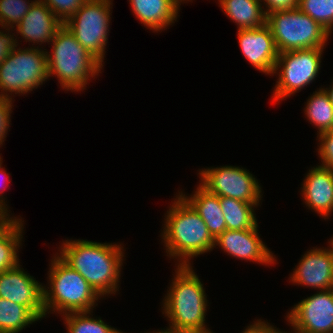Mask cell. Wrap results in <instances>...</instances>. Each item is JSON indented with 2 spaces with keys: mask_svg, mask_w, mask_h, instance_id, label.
<instances>
[{
  "mask_svg": "<svg viewBox=\"0 0 333 333\" xmlns=\"http://www.w3.org/2000/svg\"><path fill=\"white\" fill-rule=\"evenodd\" d=\"M123 244L102 243L84 239H67L59 245L56 254L76 270L101 296L116 294L123 261Z\"/></svg>",
  "mask_w": 333,
  "mask_h": 333,
  "instance_id": "6da1fadb",
  "label": "cell"
},
{
  "mask_svg": "<svg viewBox=\"0 0 333 333\" xmlns=\"http://www.w3.org/2000/svg\"><path fill=\"white\" fill-rule=\"evenodd\" d=\"M175 275L162 301V315L169 326L168 333H207L208 300L204 284L193 266L176 265Z\"/></svg>",
  "mask_w": 333,
  "mask_h": 333,
  "instance_id": "7a4b0ae2",
  "label": "cell"
},
{
  "mask_svg": "<svg viewBox=\"0 0 333 333\" xmlns=\"http://www.w3.org/2000/svg\"><path fill=\"white\" fill-rule=\"evenodd\" d=\"M175 195L163 220L161 242L166 256L177 261L175 266H190L194 257L214 249L215 239L196 210L179 193Z\"/></svg>",
  "mask_w": 333,
  "mask_h": 333,
  "instance_id": "3957f363",
  "label": "cell"
},
{
  "mask_svg": "<svg viewBox=\"0 0 333 333\" xmlns=\"http://www.w3.org/2000/svg\"><path fill=\"white\" fill-rule=\"evenodd\" d=\"M52 52L46 50L48 75L56 77L65 91L86 90L89 81L99 76L102 65L63 25L52 38ZM55 75V76H54Z\"/></svg>",
  "mask_w": 333,
  "mask_h": 333,
  "instance_id": "277c9868",
  "label": "cell"
},
{
  "mask_svg": "<svg viewBox=\"0 0 333 333\" xmlns=\"http://www.w3.org/2000/svg\"><path fill=\"white\" fill-rule=\"evenodd\" d=\"M50 261L48 285L43 287L45 317L49 313L64 315L96 309L102 297L88 282L56 253Z\"/></svg>",
  "mask_w": 333,
  "mask_h": 333,
  "instance_id": "5b68a950",
  "label": "cell"
},
{
  "mask_svg": "<svg viewBox=\"0 0 333 333\" xmlns=\"http://www.w3.org/2000/svg\"><path fill=\"white\" fill-rule=\"evenodd\" d=\"M45 50L39 45L11 50L0 62V97L15 100L14 94L26 95L49 80Z\"/></svg>",
  "mask_w": 333,
  "mask_h": 333,
  "instance_id": "8992f818",
  "label": "cell"
},
{
  "mask_svg": "<svg viewBox=\"0 0 333 333\" xmlns=\"http://www.w3.org/2000/svg\"><path fill=\"white\" fill-rule=\"evenodd\" d=\"M266 24L271 29L278 53L325 48L331 36L299 8L269 13Z\"/></svg>",
  "mask_w": 333,
  "mask_h": 333,
  "instance_id": "52a82bcc",
  "label": "cell"
},
{
  "mask_svg": "<svg viewBox=\"0 0 333 333\" xmlns=\"http://www.w3.org/2000/svg\"><path fill=\"white\" fill-rule=\"evenodd\" d=\"M325 48H311L279 53L272 73L278 75L272 103L285 100L301 92L318 76ZM275 102V103H274Z\"/></svg>",
  "mask_w": 333,
  "mask_h": 333,
  "instance_id": "ba28073f",
  "label": "cell"
},
{
  "mask_svg": "<svg viewBox=\"0 0 333 333\" xmlns=\"http://www.w3.org/2000/svg\"><path fill=\"white\" fill-rule=\"evenodd\" d=\"M113 0H86L64 25L102 66L108 44Z\"/></svg>",
  "mask_w": 333,
  "mask_h": 333,
  "instance_id": "9c48e42d",
  "label": "cell"
},
{
  "mask_svg": "<svg viewBox=\"0 0 333 333\" xmlns=\"http://www.w3.org/2000/svg\"><path fill=\"white\" fill-rule=\"evenodd\" d=\"M199 184L209 193L260 205L262 188L249 170L238 166L199 169Z\"/></svg>",
  "mask_w": 333,
  "mask_h": 333,
  "instance_id": "30bf717a",
  "label": "cell"
},
{
  "mask_svg": "<svg viewBox=\"0 0 333 333\" xmlns=\"http://www.w3.org/2000/svg\"><path fill=\"white\" fill-rule=\"evenodd\" d=\"M292 333H333V289L302 299L286 315Z\"/></svg>",
  "mask_w": 333,
  "mask_h": 333,
  "instance_id": "8fae6325",
  "label": "cell"
},
{
  "mask_svg": "<svg viewBox=\"0 0 333 333\" xmlns=\"http://www.w3.org/2000/svg\"><path fill=\"white\" fill-rule=\"evenodd\" d=\"M44 285L31 276L20 263L0 273V297L30 309L40 321L45 317Z\"/></svg>",
  "mask_w": 333,
  "mask_h": 333,
  "instance_id": "7c38bea8",
  "label": "cell"
},
{
  "mask_svg": "<svg viewBox=\"0 0 333 333\" xmlns=\"http://www.w3.org/2000/svg\"><path fill=\"white\" fill-rule=\"evenodd\" d=\"M327 245L305 251L295 265L289 283L319 291L333 289V247L330 243Z\"/></svg>",
  "mask_w": 333,
  "mask_h": 333,
  "instance_id": "4fadbf2b",
  "label": "cell"
},
{
  "mask_svg": "<svg viewBox=\"0 0 333 333\" xmlns=\"http://www.w3.org/2000/svg\"><path fill=\"white\" fill-rule=\"evenodd\" d=\"M258 225L253 229H226L215 239L214 248L219 246L228 255L240 259L270 266L277 260L272 251L262 241L258 233Z\"/></svg>",
  "mask_w": 333,
  "mask_h": 333,
  "instance_id": "5bb4252c",
  "label": "cell"
},
{
  "mask_svg": "<svg viewBox=\"0 0 333 333\" xmlns=\"http://www.w3.org/2000/svg\"><path fill=\"white\" fill-rule=\"evenodd\" d=\"M237 38L244 58L259 72L272 76L279 53L270 27L237 30Z\"/></svg>",
  "mask_w": 333,
  "mask_h": 333,
  "instance_id": "9a60e30c",
  "label": "cell"
},
{
  "mask_svg": "<svg viewBox=\"0 0 333 333\" xmlns=\"http://www.w3.org/2000/svg\"><path fill=\"white\" fill-rule=\"evenodd\" d=\"M63 25L62 21L42 0H34L29 12L14 29L15 33H17L15 34L17 35L15 36L17 46L20 45L17 40L20 38L18 37L19 35L26 43L29 42V46L30 43H33L32 47L35 48L37 44L40 46L44 45V43L50 44L52 38Z\"/></svg>",
  "mask_w": 333,
  "mask_h": 333,
  "instance_id": "2e32d148",
  "label": "cell"
},
{
  "mask_svg": "<svg viewBox=\"0 0 333 333\" xmlns=\"http://www.w3.org/2000/svg\"><path fill=\"white\" fill-rule=\"evenodd\" d=\"M305 206L324 220L333 212V170L322 165L312 167L301 184Z\"/></svg>",
  "mask_w": 333,
  "mask_h": 333,
  "instance_id": "e0dca14e",
  "label": "cell"
},
{
  "mask_svg": "<svg viewBox=\"0 0 333 333\" xmlns=\"http://www.w3.org/2000/svg\"><path fill=\"white\" fill-rule=\"evenodd\" d=\"M135 17L152 32L167 30L177 21L181 2L179 0H129Z\"/></svg>",
  "mask_w": 333,
  "mask_h": 333,
  "instance_id": "ac0fdd59",
  "label": "cell"
},
{
  "mask_svg": "<svg viewBox=\"0 0 333 333\" xmlns=\"http://www.w3.org/2000/svg\"><path fill=\"white\" fill-rule=\"evenodd\" d=\"M195 190L189 196L183 191H178V193L201 216L209 233L214 239H216L227 229L223 211L221 209L220 197L209 193L200 184Z\"/></svg>",
  "mask_w": 333,
  "mask_h": 333,
  "instance_id": "d6986e66",
  "label": "cell"
},
{
  "mask_svg": "<svg viewBox=\"0 0 333 333\" xmlns=\"http://www.w3.org/2000/svg\"><path fill=\"white\" fill-rule=\"evenodd\" d=\"M219 7L236 23L237 30L254 29L266 24L261 0H218Z\"/></svg>",
  "mask_w": 333,
  "mask_h": 333,
  "instance_id": "ffe728a7",
  "label": "cell"
},
{
  "mask_svg": "<svg viewBox=\"0 0 333 333\" xmlns=\"http://www.w3.org/2000/svg\"><path fill=\"white\" fill-rule=\"evenodd\" d=\"M24 220L17 217L0 233V273L19 264V250L22 246Z\"/></svg>",
  "mask_w": 333,
  "mask_h": 333,
  "instance_id": "44dd1931",
  "label": "cell"
},
{
  "mask_svg": "<svg viewBox=\"0 0 333 333\" xmlns=\"http://www.w3.org/2000/svg\"><path fill=\"white\" fill-rule=\"evenodd\" d=\"M220 203L228 230L253 229L258 225L254 209L259 205L231 197H220Z\"/></svg>",
  "mask_w": 333,
  "mask_h": 333,
  "instance_id": "7402d4cb",
  "label": "cell"
},
{
  "mask_svg": "<svg viewBox=\"0 0 333 333\" xmlns=\"http://www.w3.org/2000/svg\"><path fill=\"white\" fill-rule=\"evenodd\" d=\"M305 105V118L318 129L317 135L333 130V106L329 95L322 87L310 94Z\"/></svg>",
  "mask_w": 333,
  "mask_h": 333,
  "instance_id": "603a6c76",
  "label": "cell"
},
{
  "mask_svg": "<svg viewBox=\"0 0 333 333\" xmlns=\"http://www.w3.org/2000/svg\"><path fill=\"white\" fill-rule=\"evenodd\" d=\"M38 320L30 309L0 297V333H20Z\"/></svg>",
  "mask_w": 333,
  "mask_h": 333,
  "instance_id": "cb8c5ba5",
  "label": "cell"
},
{
  "mask_svg": "<svg viewBox=\"0 0 333 333\" xmlns=\"http://www.w3.org/2000/svg\"><path fill=\"white\" fill-rule=\"evenodd\" d=\"M90 312H72L61 315L66 326V333H124L107 325L100 317H93ZM93 317V318H92Z\"/></svg>",
  "mask_w": 333,
  "mask_h": 333,
  "instance_id": "d4e9b609",
  "label": "cell"
},
{
  "mask_svg": "<svg viewBox=\"0 0 333 333\" xmlns=\"http://www.w3.org/2000/svg\"><path fill=\"white\" fill-rule=\"evenodd\" d=\"M298 8L331 35L333 31V0H298Z\"/></svg>",
  "mask_w": 333,
  "mask_h": 333,
  "instance_id": "484cf974",
  "label": "cell"
},
{
  "mask_svg": "<svg viewBox=\"0 0 333 333\" xmlns=\"http://www.w3.org/2000/svg\"><path fill=\"white\" fill-rule=\"evenodd\" d=\"M33 3V0H0V27L16 28Z\"/></svg>",
  "mask_w": 333,
  "mask_h": 333,
  "instance_id": "4316f807",
  "label": "cell"
},
{
  "mask_svg": "<svg viewBox=\"0 0 333 333\" xmlns=\"http://www.w3.org/2000/svg\"><path fill=\"white\" fill-rule=\"evenodd\" d=\"M64 24L86 0H42Z\"/></svg>",
  "mask_w": 333,
  "mask_h": 333,
  "instance_id": "83f0119b",
  "label": "cell"
},
{
  "mask_svg": "<svg viewBox=\"0 0 333 333\" xmlns=\"http://www.w3.org/2000/svg\"><path fill=\"white\" fill-rule=\"evenodd\" d=\"M320 165L333 170V130L317 135Z\"/></svg>",
  "mask_w": 333,
  "mask_h": 333,
  "instance_id": "f1b7e54d",
  "label": "cell"
},
{
  "mask_svg": "<svg viewBox=\"0 0 333 333\" xmlns=\"http://www.w3.org/2000/svg\"><path fill=\"white\" fill-rule=\"evenodd\" d=\"M14 100L0 97V147L6 140V135L11 123V114Z\"/></svg>",
  "mask_w": 333,
  "mask_h": 333,
  "instance_id": "f546056e",
  "label": "cell"
},
{
  "mask_svg": "<svg viewBox=\"0 0 333 333\" xmlns=\"http://www.w3.org/2000/svg\"><path fill=\"white\" fill-rule=\"evenodd\" d=\"M12 31L14 32L15 30L3 27L0 28V62L17 46L16 37H14L16 33Z\"/></svg>",
  "mask_w": 333,
  "mask_h": 333,
  "instance_id": "4dcf8cb0",
  "label": "cell"
},
{
  "mask_svg": "<svg viewBox=\"0 0 333 333\" xmlns=\"http://www.w3.org/2000/svg\"><path fill=\"white\" fill-rule=\"evenodd\" d=\"M261 3L264 5L263 9L266 15L276 11L292 10L298 8V0H261Z\"/></svg>",
  "mask_w": 333,
  "mask_h": 333,
  "instance_id": "1f68e13d",
  "label": "cell"
},
{
  "mask_svg": "<svg viewBox=\"0 0 333 333\" xmlns=\"http://www.w3.org/2000/svg\"><path fill=\"white\" fill-rule=\"evenodd\" d=\"M241 333H287V331H281L263 319H255Z\"/></svg>",
  "mask_w": 333,
  "mask_h": 333,
  "instance_id": "d6a6232c",
  "label": "cell"
},
{
  "mask_svg": "<svg viewBox=\"0 0 333 333\" xmlns=\"http://www.w3.org/2000/svg\"><path fill=\"white\" fill-rule=\"evenodd\" d=\"M2 160L3 159L1 158L0 159V178H1L0 180L2 182H0L1 183L0 184V211L6 212V213H11L10 210H8L9 206L6 204L7 203L5 201L6 198L4 197L5 196L4 195L5 194L4 191H5L6 188H8L7 186H9L8 183H10L11 179H10L9 174L7 173V171L2 166V163H3ZM6 184H7V186H6Z\"/></svg>",
  "mask_w": 333,
  "mask_h": 333,
  "instance_id": "836d02e7",
  "label": "cell"
},
{
  "mask_svg": "<svg viewBox=\"0 0 333 333\" xmlns=\"http://www.w3.org/2000/svg\"><path fill=\"white\" fill-rule=\"evenodd\" d=\"M9 213L0 211V233L15 219Z\"/></svg>",
  "mask_w": 333,
  "mask_h": 333,
  "instance_id": "e575fe53",
  "label": "cell"
},
{
  "mask_svg": "<svg viewBox=\"0 0 333 333\" xmlns=\"http://www.w3.org/2000/svg\"><path fill=\"white\" fill-rule=\"evenodd\" d=\"M323 89L327 92V94L329 95L330 101L332 103L333 106V81L331 83V86H329L328 88H324Z\"/></svg>",
  "mask_w": 333,
  "mask_h": 333,
  "instance_id": "d590c367",
  "label": "cell"
},
{
  "mask_svg": "<svg viewBox=\"0 0 333 333\" xmlns=\"http://www.w3.org/2000/svg\"><path fill=\"white\" fill-rule=\"evenodd\" d=\"M126 333V332H125ZM146 333H168L167 331H165V330H154L153 332H151V331H149V332H146Z\"/></svg>",
  "mask_w": 333,
  "mask_h": 333,
  "instance_id": "8d00e7d4",
  "label": "cell"
},
{
  "mask_svg": "<svg viewBox=\"0 0 333 333\" xmlns=\"http://www.w3.org/2000/svg\"><path fill=\"white\" fill-rule=\"evenodd\" d=\"M330 240V241H329ZM328 240V243L331 244V246L333 247V236Z\"/></svg>",
  "mask_w": 333,
  "mask_h": 333,
  "instance_id": "74e56055",
  "label": "cell"
},
{
  "mask_svg": "<svg viewBox=\"0 0 333 333\" xmlns=\"http://www.w3.org/2000/svg\"><path fill=\"white\" fill-rule=\"evenodd\" d=\"M179 1H180L181 3H185V2L187 3V2H189V1H190L191 3L193 2L192 0H179Z\"/></svg>",
  "mask_w": 333,
  "mask_h": 333,
  "instance_id": "f35d334b",
  "label": "cell"
}]
</instances>
